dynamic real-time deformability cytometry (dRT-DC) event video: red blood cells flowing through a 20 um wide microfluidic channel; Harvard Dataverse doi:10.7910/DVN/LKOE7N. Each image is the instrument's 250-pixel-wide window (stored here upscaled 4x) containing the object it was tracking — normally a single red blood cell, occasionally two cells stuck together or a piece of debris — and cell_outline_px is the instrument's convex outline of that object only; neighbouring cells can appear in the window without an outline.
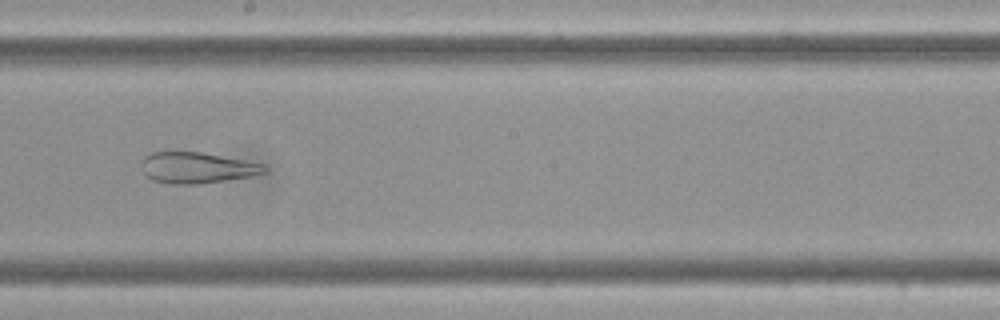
{"species": "Egyptian fruit bat (a non-hibernating species)", "species_latin": "Rousettus aegyptiacus", "temperature_condition": "cold", "stored_images_in_passage": 57, "camera_frame_rate_fps": 3000, "um_per_image_px": 0.085, "frame": {"image": 1, "passage_image": 32, "time_ms": 10.333, "image_size_px": [1000, 320], "cell_outline_px": [[268, 172], [252, 176], [200, 184], [168, 184], [152, 180], [144, 176], [140, 160], [144, 156], [152, 152], [200, 152], [244, 160], [264, 164], [268, 168]], "centroid_in_image_um": [16.71, 14.27], "position_along_channel_um": 231.5, "area_um2": 22.48}}
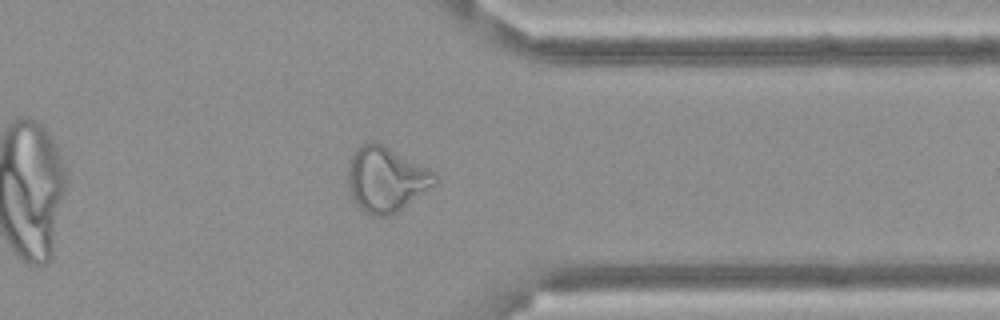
{"frame": {"image": 2, "passage_image": 45, "time_ms": 14.667, "image_size_px": [1000, 320], "cell_outline_px": [[440, 180], [436, 184], [396, 212], [388, 216], [372, 216], [364, 212], [356, 204], [348, 188], [348, 164], [356, 148], [372, 140], [436, 172], [440, 176]], "centroid_in_image_um": [32.82, 15.26], "position_along_channel_um": 378.6, "area_um2": 32.71}}
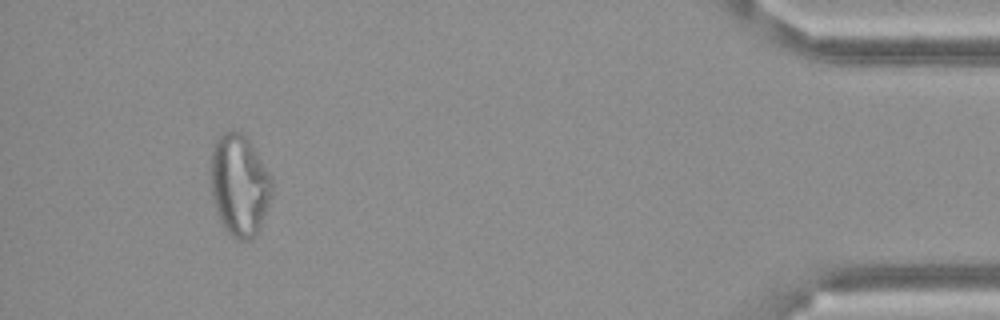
{"frame": {"image": 3, "passage_image": 53, "time_ms": 17.333, "image_size_px": [1000, 320], "cell_outline_px": [[272, 192], [260, 228], [256, 236], [252, 240], [240, 240], [232, 236], [228, 232], [220, 220], [216, 208], [212, 192], [212, 152], [216, 140], [224, 132], [232, 128], [240, 132], [248, 140], [268, 172], [272, 180]], "centroid_in_image_um": [20.36, 15.75], "position_along_channel_um": 414.8, "area_um2": 35.55}}